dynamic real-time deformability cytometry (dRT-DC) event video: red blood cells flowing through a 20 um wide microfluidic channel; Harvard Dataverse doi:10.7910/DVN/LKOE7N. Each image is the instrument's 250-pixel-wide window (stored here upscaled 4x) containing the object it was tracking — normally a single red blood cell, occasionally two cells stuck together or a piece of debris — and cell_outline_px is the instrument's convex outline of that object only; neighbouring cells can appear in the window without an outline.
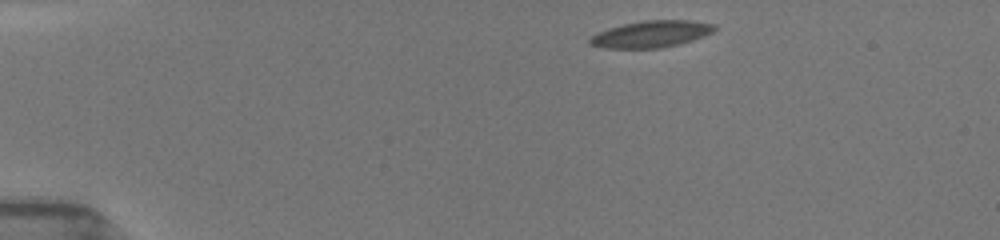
{"species": "common noctule bat (a hibernating species)", "species_latin": "Nyctalus noctula", "temperature_condition": "room temperature", "stored_images_in_passage": 44, "camera_frame_rate_fps": 3000, "um_per_image_px": 0.085, "animal": {"sex": "female", "body_mass_g": 19.5, "forearm_length_mm": 54.1}, "frame": {"image": 1, "passage_image": 1, "time_ms": 0.0, "image_size_px": [1000, 240], "cell_outline_px": [[716, 28], [712, 32], [704, 36], [680, 44], [660, 48], [604, 48], [588, 44], [588, 40], [596, 32], [608, 28], [624, 24], [644, 20], [692, 20], [716, 24]], "centroid_in_image_um": [55.35, 2.89], "position_along_channel_um": 29.7, "area_um2": 19.54}}
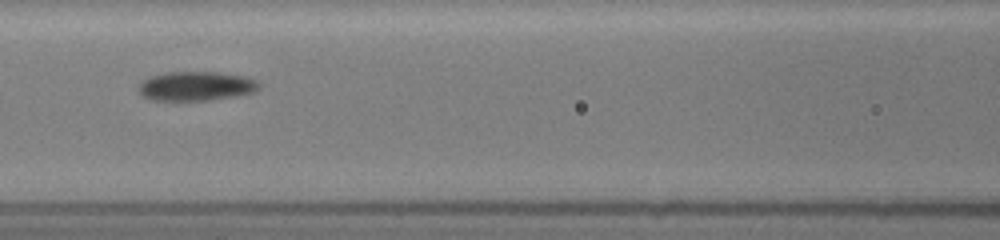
{"frame": {"image": 2, "passage_image": 16, "time_ms": 5.0, "image_size_px": [1000, 240], "cell_outline_px": [[260, 88], [252, 92], [236, 96], [208, 100], [152, 100], [144, 96], [140, 92], [140, 84], [144, 80], [152, 76], [168, 72], [216, 72], [244, 76], [256, 80], [260, 84]], "centroid_in_image_um": [16.7, 7.32], "position_along_channel_um": 149.9, "area_um2": 20.23}}
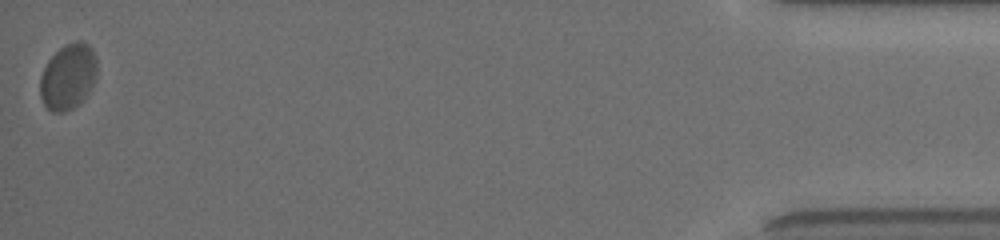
{"frame": {"image": 3, "passage_image": 44, "time_ms": 14.333, "image_size_px": [1000, 240], "cell_outline_px": [[96, 80], [80, 104], [64, 112], [52, 112], [44, 104], [40, 96], [40, 76], [48, 60], [60, 48], [76, 40], [80, 40], [88, 44], [92, 48], [96, 60]], "centroid_in_image_um": [5.79, 6.52], "position_along_channel_um": 429.4, "area_um2": 21.79}, "authors_computed_cell_mechanics": {"area_um2": 19.9988, "velocity_mm_per_s": 3.9024, "shape_relaxation_time_tau1_ms": 2.9003, "shape_relaxation_time_tau2_ms": null, "deformation_change_tau1": 0.1127, "deformation_change_tau2": null}}